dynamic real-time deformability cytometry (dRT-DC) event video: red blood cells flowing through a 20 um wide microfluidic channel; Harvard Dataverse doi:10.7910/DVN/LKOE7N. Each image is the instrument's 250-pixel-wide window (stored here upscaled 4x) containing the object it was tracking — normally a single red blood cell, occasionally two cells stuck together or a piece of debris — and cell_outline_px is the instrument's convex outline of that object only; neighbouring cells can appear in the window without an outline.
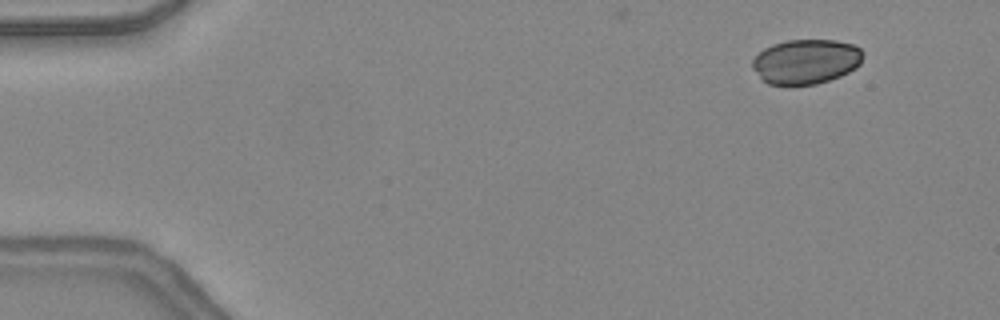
{"species": "common noctule bat (a hibernating species)", "species_latin": "Nyctalus noctula", "temperature_condition": "warm", "stored_images_in_passage": 45, "camera_frame_rate_fps": 3000, "um_per_image_px": 0.085, "animal": {"sex": "female", "body_mass_g": 24.6, "forearm_length_mm": 56.2}, "frame": {"image": 1, "passage_image": 2, "time_ms": 0.333, "image_size_px": [1000, 320], "cell_outline_px": [[864, 52], [860, 64], [856, 68], [840, 76], [816, 84], [788, 88], [768, 84], [760, 80], [752, 68], [752, 60], [764, 48], [772, 44], [788, 40], [836, 40], [852, 44], [860, 48]], "centroid_in_image_um": [68.46, 5.27], "position_along_channel_um": 16.5, "area_um2": 29.59}}
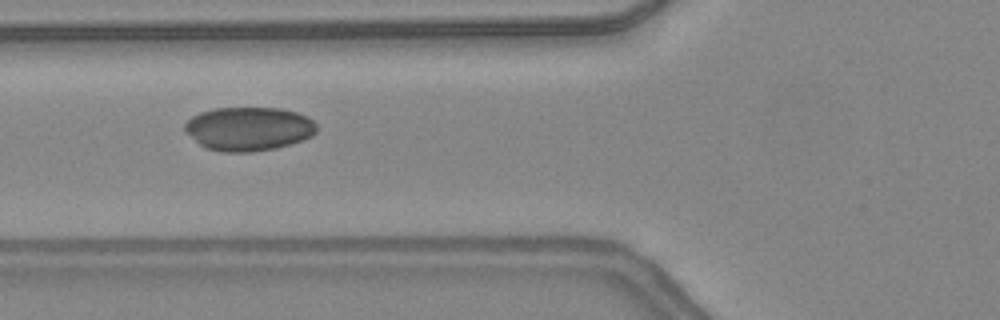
{"frame": {"image": 2, "passage_image": 16, "time_ms": 5.0, "image_size_px": [1000, 320], "cell_outline_px": [[316, 132], [312, 136], [292, 144], [276, 148], [252, 152], [224, 152], [208, 148], [200, 144], [184, 132], [184, 124], [192, 116], [200, 112], [216, 108], [280, 108], [296, 112], [308, 116], [316, 124]], "centroid_in_image_um": [21.14, 10.95], "position_along_channel_um": 104.7, "area_um2": 33.76}}
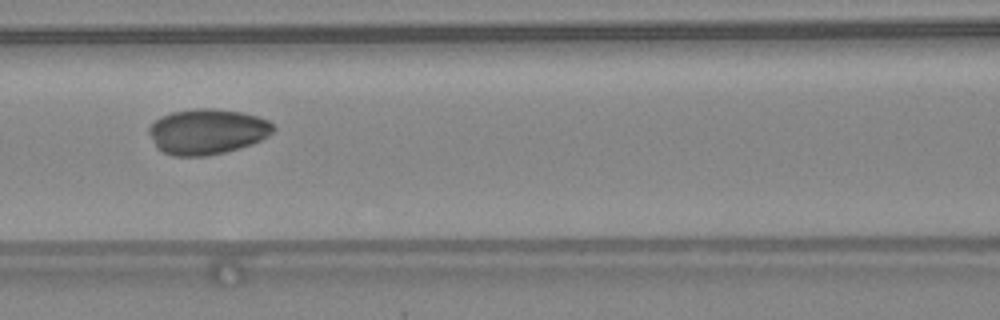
{"frame": {"image": 3, "passage_image": 19, "time_ms": 6.0, "image_size_px": [1000, 320], "cell_outline_px": [[276, 128], [268, 136], [252, 144], [240, 148], [208, 156], [172, 156], [156, 148], [148, 132], [148, 128], [156, 120], [172, 112], [196, 108], [208, 108], [240, 112], [256, 116], [268, 120]], "centroid_in_image_um": [17.6, 11.2], "position_along_channel_um": 149.0, "area_um2": 32.83}}